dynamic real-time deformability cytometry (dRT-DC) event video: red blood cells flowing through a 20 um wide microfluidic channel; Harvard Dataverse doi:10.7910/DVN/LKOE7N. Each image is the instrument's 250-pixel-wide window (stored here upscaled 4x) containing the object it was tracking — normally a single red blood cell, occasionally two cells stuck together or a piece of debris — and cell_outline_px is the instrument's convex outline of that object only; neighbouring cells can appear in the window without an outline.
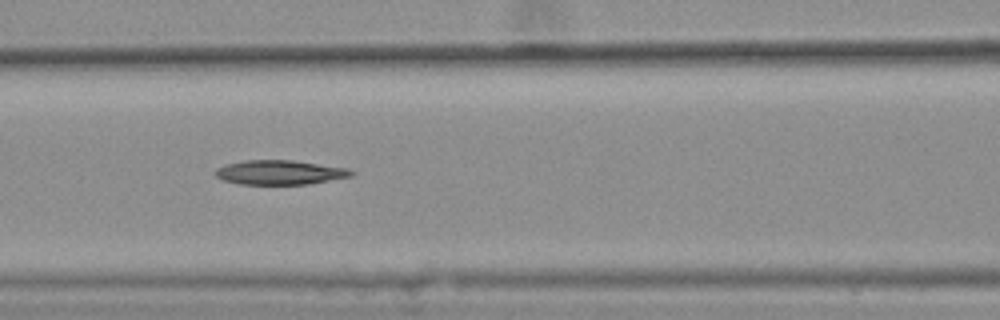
{"species": "common noctule bat (a hibernating species)", "species_latin": "Nyctalus noctula", "temperature_condition": "warm", "stored_images_in_passage": 36, "camera_frame_rate_fps": 3000, "um_per_image_px": 0.085, "animal": {"sex": "female", "body_mass_g": 25.1}, "frame": {"image": 1, "passage_image": 11, "time_ms": 3.333, "image_size_px": [1000, 320], "cell_outline_px": [[356, 172], [352, 176], [308, 184], [240, 184], [224, 180], [216, 176], [212, 172], [216, 168], [228, 164], [248, 160], [292, 160], [348, 168]], "centroid_in_image_um": [23.79, 14.65], "position_along_channel_um": 142.8, "area_um2": 19.25}}